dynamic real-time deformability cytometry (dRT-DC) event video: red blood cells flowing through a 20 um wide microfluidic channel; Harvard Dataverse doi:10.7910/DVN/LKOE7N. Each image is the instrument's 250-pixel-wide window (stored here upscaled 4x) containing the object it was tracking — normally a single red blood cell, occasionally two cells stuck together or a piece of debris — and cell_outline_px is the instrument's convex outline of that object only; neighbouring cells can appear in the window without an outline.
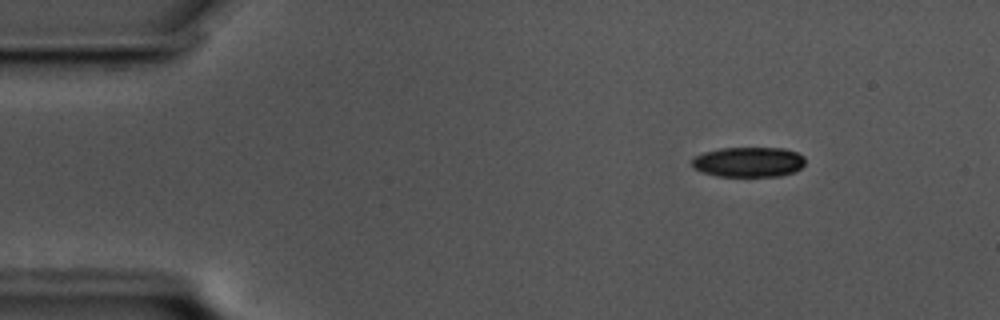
{"species": "common noctule bat (a hibernating species)", "species_latin": "Nyctalus noctula", "temperature_condition": "cold", "stored_images_in_passage": 52, "camera_frame_rate_fps": 3000, "um_per_image_px": 0.085, "animal": {"sex": "male", "body_mass_g": 17.5, "forearm_length_mm": 52.3}, "frame": {"image": 1, "passage_image": 1, "time_ms": 0.0, "image_size_px": [1000, 320], "cell_outline_px": [[804, 164], [800, 168], [792, 172], [780, 176], [716, 176], [700, 172], [692, 168], [692, 160], [696, 156], [704, 152], [720, 148], [784, 148], [796, 152], [804, 156]], "centroid_in_image_um": [63.6, 13.77], "position_along_channel_um": 21.4, "area_um2": 19.88}}
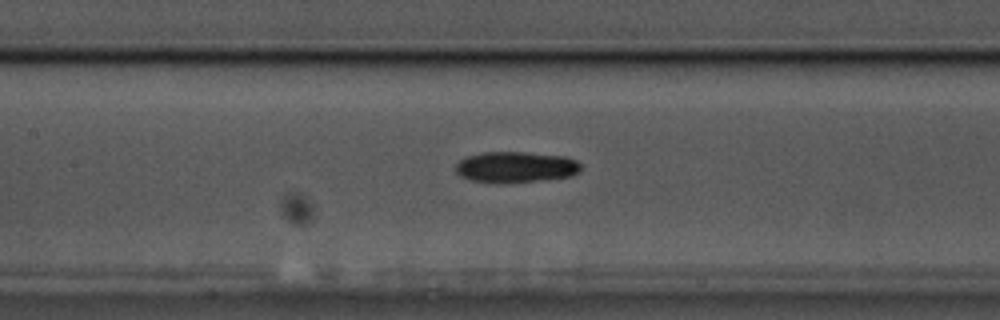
{"frame": {"image": 2, "passage_image": 20, "time_ms": 6.333, "image_size_px": [1000, 320], "cell_outline_px": [[580, 172], [572, 176], [536, 180], [472, 180], [460, 176], [456, 172], [456, 164], [464, 156], [484, 152], [528, 152], [564, 156], [576, 160], [580, 164]], "centroid_in_image_um": [43.86, 14.14], "position_along_channel_um": 163.5, "area_um2": 21.79}}
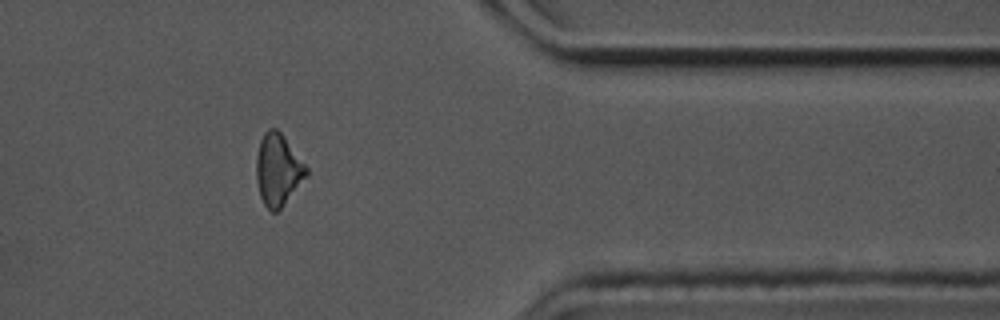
{"frame": {"image": 3, "passage_image": 41, "time_ms": 13.333, "image_size_px": [1000, 320], "cell_outline_px": [[308, 176], [280, 208], [276, 212], [272, 212], [264, 204], [260, 196], [256, 180], [256, 156], [260, 140], [264, 132], [268, 128], [276, 128], [280, 132], [308, 168]], "centroid_in_image_um": [23.62, 14.42], "position_along_channel_um": 387.8, "area_um2": 20.81}, "authors_computed_cell_mechanics": {"area_um2": 21.1548, "velocity_mm_per_s": 3.4672, "shape_relaxation_time_tau1_ms": 5.5319, "shape_relaxation_time_tau2_ms": null, "deformation_change_tau1": 0.1173, "deformation_change_tau2": null}}